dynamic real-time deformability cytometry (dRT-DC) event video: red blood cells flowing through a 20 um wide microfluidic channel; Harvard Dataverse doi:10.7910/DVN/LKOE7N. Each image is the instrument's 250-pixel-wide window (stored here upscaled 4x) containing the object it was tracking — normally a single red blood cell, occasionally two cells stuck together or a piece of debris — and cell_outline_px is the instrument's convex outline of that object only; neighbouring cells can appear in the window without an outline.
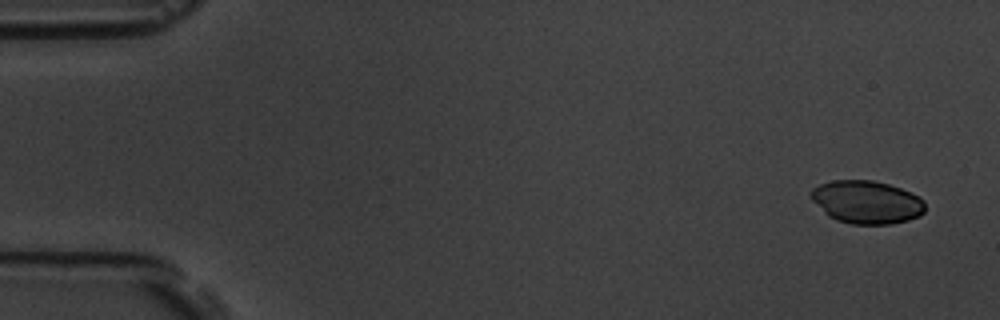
{"species": "common noctule bat (a hibernating species)", "species_latin": "Nyctalus noctula", "temperature_condition": "room temperature", "stored_images_in_passage": 5, "camera_frame_rate_fps": 3000, "um_per_image_px": 0.085, "animal": {"sex": "male", "body_mass_g": 19.5, "forearm_length_mm": 54.6}, "frame": {"image": 1, "passage_image": 1, "time_ms": 0.0, "image_size_px": [1000, 320], "cell_outline_px": [[924, 212], [920, 216], [908, 220], [892, 224], [852, 224], [836, 220], [828, 216], [812, 200], [808, 192], [812, 188], [820, 184], [832, 180], [872, 180], [888, 184], [900, 188], [920, 196], [924, 200]], "centroid_in_image_um": [73.66, 17.18], "position_along_channel_um": 11.3, "area_um2": 28.78}}